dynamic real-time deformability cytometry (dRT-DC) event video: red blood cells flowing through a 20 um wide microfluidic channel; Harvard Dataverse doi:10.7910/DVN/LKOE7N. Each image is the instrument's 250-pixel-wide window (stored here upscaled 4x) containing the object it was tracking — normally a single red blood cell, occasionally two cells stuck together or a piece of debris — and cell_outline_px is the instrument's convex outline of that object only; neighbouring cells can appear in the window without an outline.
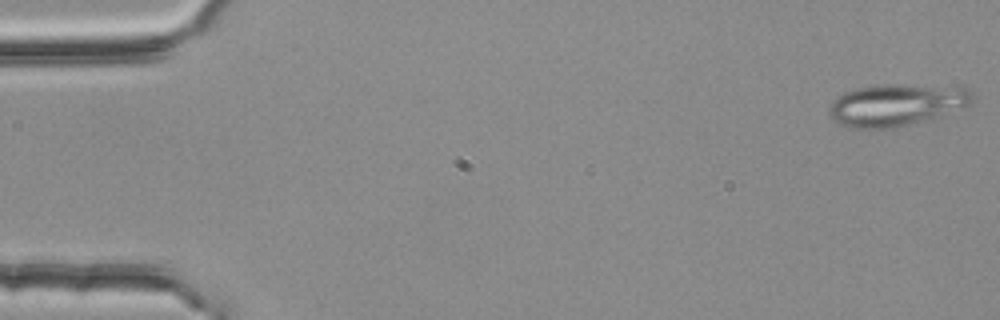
{"species": "common noctule bat (a hibernating species)", "species_latin": "Nyctalus noctula", "temperature_condition": "room temperature", "stored_images_in_passage": 3, "camera_frame_rate_fps": 3000, "um_per_image_px": 0.085, "animal": {"sex": "female", "body_mass_g": 25.1}, "frame": {"image": 1, "passage_image": 1, "time_ms": 0.0, "image_size_px": [1000, 320], "cell_outline_px": [[976, 96], [968, 104], [936, 116], [892, 128], [852, 128], [840, 124], [828, 112], [828, 108], [832, 100], [844, 92], [856, 88], [884, 84], [888, 84], [964, 88], [972, 92]], "centroid_in_image_um": [76.1, 8.91], "position_along_channel_um": 8.9, "area_um2": 34.04}}